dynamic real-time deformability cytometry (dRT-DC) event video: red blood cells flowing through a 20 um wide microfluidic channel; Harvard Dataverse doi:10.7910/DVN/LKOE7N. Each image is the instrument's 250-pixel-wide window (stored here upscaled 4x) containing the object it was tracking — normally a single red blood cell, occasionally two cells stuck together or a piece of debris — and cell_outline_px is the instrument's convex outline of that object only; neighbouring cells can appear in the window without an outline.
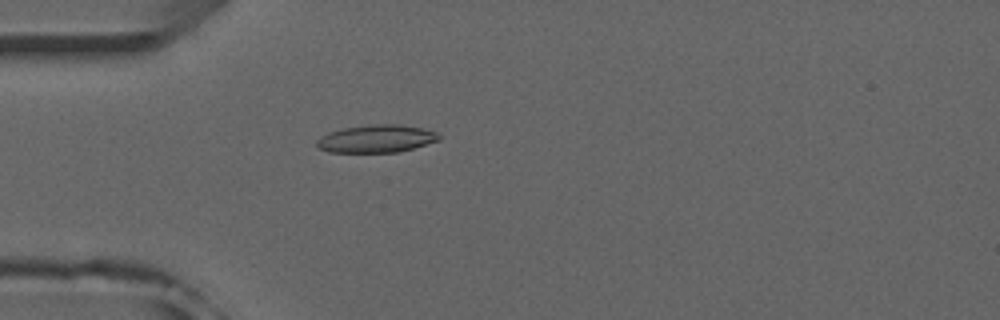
{"species": "common noctule bat (a hibernating species)", "species_latin": "Nyctalus noctula", "temperature_condition": "room temperature", "stored_images_in_passage": 52, "camera_frame_rate_fps": 3000, "um_per_image_px": 0.085, "animal": {"sex": "male", "forearm_length_mm": 52.5}, "frame": {"image": 1, "passage_image": 15, "time_ms": 4.667, "image_size_px": [1000, 320], "cell_outline_px": [[440, 140], [412, 148], [396, 152], [328, 152], [316, 148], [316, 140], [320, 136], [328, 132], [344, 128], [372, 124], [400, 124], [424, 128], [436, 132], [440, 136]], "centroid_in_image_um": [31.96, 11.78], "position_along_channel_um": 53.0, "area_um2": 19.83}}
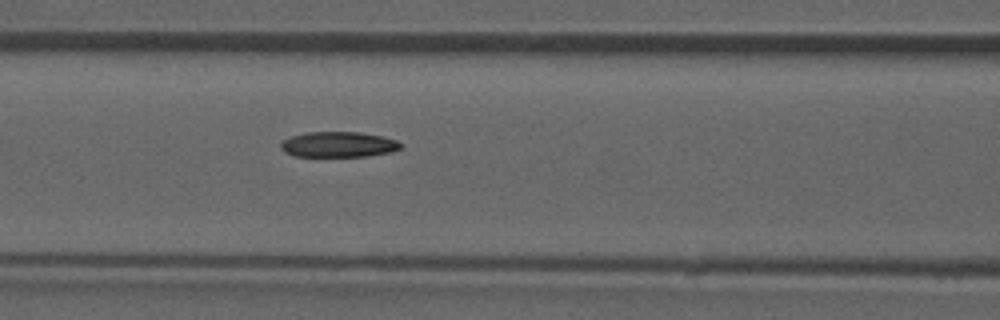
{"frame": {"image": 2, "passage_image": 22, "time_ms": 7.0, "image_size_px": [1000, 320], "cell_outline_px": [[404, 144], [400, 148], [392, 152], [368, 156], [292, 156], [284, 152], [280, 148], [280, 144], [284, 140], [292, 136], [308, 132], [360, 132], [380, 136], [396, 140]], "centroid_in_image_um": [28.77, 12.28], "position_along_channel_um": 137.8, "area_um2": 17.8}}
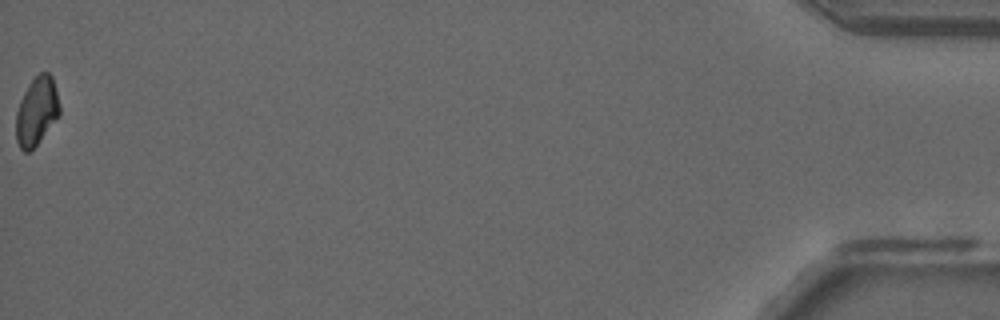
{"frame": {"image": 3, "passage_image": 52, "time_ms": 17.0, "image_size_px": [1000, 320], "cell_outline_px": [[60, 116], [40, 140], [28, 152], [24, 152], [20, 148], [16, 140], [16, 112], [20, 100], [24, 92], [32, 80], [40, 72], [48, 72], [52, 76], [60, 104]], "centroid_in_image_um": [3.13, 9.45], "position_along_channel_um": 432.1, "area_um2": 17.34}}